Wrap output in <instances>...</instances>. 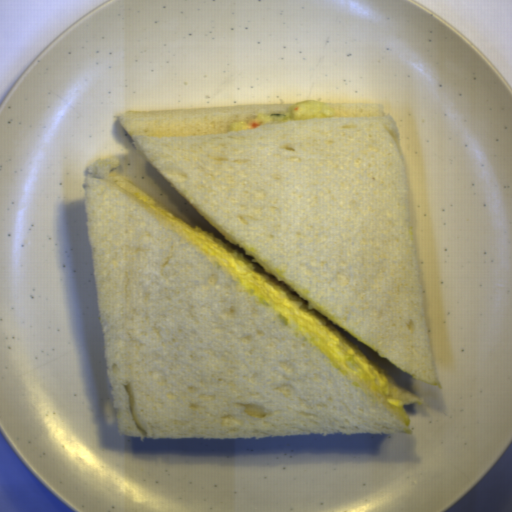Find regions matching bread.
Segmentation results:
<instances>
[{
  "label": "bread",
  "instance_id": "obj_3",
  "mask_svg": "<svg viewBox=\"0 0 512 512\" xmlns=\"http://www.w3.org/2000/svg\"><path fill=\"white\" fill-rule=\"evenodd\" d=\"M393 390L395 393L396 398L401 403V405L409 406V405H417L421 403H425L423 399L419 398L418 396L412 394L411 392L405 390L402 387L393 386Z\"/></svg>",
  "mask_w": 512,
  "mask_h": 512
},
{
  "label": "bread",
  "instance_id": "obj_1",
  "mask_svg": "<svg viewBox=\"0 0 512 512\" xmlns=\"http://www.w3.org/2000/svg\"><path fill=\"white\" fill-rule=\"evenodd\" d=\"M295 105L117 118L216 231L342 330L441 386L395 124L381 104H337L351 116L229 131Z\"/></svg>",
  "mask_w": 512,
  "mask_h": 512
},
{
  "label": "bread",
  "instance_id": "obj_2",
  "mask_svg": "<svg viewBox=\"0 0 512 512\" xmlns=\"http://www.w3.org/2000/svg\"><path fill=\"white\" fill-rule=\"evenodd\" d=\"M122 161L101 158L82 176L120 436L412 433L372 388L132 194L142 191L121 176Z\"/></svg>",
  "mask_w": 512,
  "mask_h": 512
}]
</instances>
